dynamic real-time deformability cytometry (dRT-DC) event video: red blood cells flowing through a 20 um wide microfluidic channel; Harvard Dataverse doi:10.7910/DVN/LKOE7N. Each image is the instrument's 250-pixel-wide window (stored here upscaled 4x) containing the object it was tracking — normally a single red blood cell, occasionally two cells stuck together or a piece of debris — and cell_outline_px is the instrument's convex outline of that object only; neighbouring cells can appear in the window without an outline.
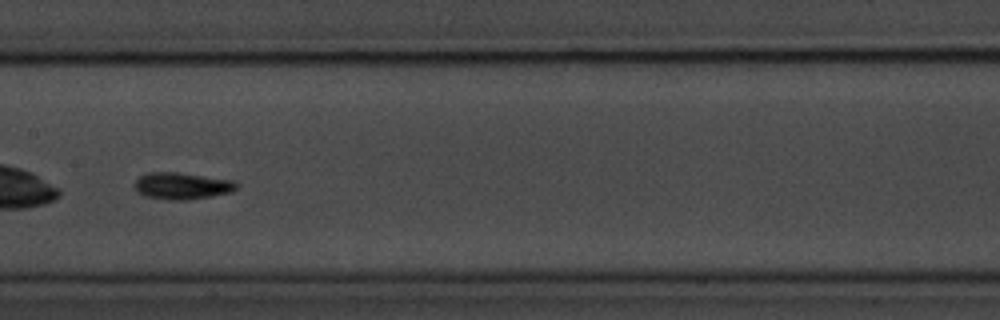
{"species": "common noctule bat (a hibernating species)", "species_latin": "Nyctalus noctula", "temperature_condition": "room temperature", "stored_images_in_passage": 59, "camera_frame_rate_fps": 3000, "um_per_image_px": 0.085, "animal": {"sex": "male", "body_mass_g": 20.1, "forearm_length_mm": 53.5}, "frame": {"image": 1, "passage_image": 29, "time_ms": 9.333, "image_size_px": [1000, 320], "cell_outline_px": [[236, 188], [232, 192], [184, 200], [168, 200], [144, 196], [136, 192], [132, 184], [140, 176], [148, 172], [180, 172], [236, 180]], "centroid_in_image_um": [15.42, 15.78], "position_along_channel_um": 192.0, "area_um2": 16.13}, "authors_computed_cell_mechanics": {"area_um2": 14.739, "velocity_mm_per_s": 3.4795, "shape_relaxation_time_tau1_ms": 1.9969, "shape_relaxation_time_tau2_ms": 1.885, "deformation_change_tau1": 0.1144, "deformation_change_tau2": 0.0685}}